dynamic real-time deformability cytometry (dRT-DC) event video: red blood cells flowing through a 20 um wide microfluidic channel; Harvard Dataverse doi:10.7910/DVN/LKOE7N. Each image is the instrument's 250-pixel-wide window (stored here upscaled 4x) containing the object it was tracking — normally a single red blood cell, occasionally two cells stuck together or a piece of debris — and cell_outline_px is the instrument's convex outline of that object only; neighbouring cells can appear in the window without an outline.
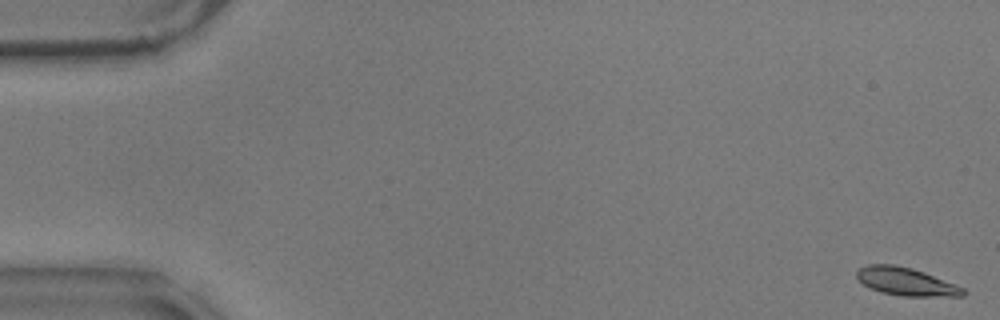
{"species": "common noctule bat (a hibernating species)", "species_latin": "Nyctalus noctula", "temperature_condition": "warm", "stored_images_in_passage": 57, "camera_frame_rate_fps": 3000, "um_per_image_px": 0.085, "animal": {"sex": "male", "body_mass_g": 17.9}, "frame": {"image": 1, "passage_image": 1, "time_ms": 0.0, "image_size_px": [1000, 320], "cell_outline_px": [[964, 296], [904, 296], [880, 292], [864, 284], [856, 276], [856, 272], [860, 268], [868, 264], [896, 264], [912, 268], [924, 272], [956, 284], [964, 288]], "centroid_in_image_um": [77.02, 23.92], "position_along_channel_um": 8.0, "area_um2": 17.22}}
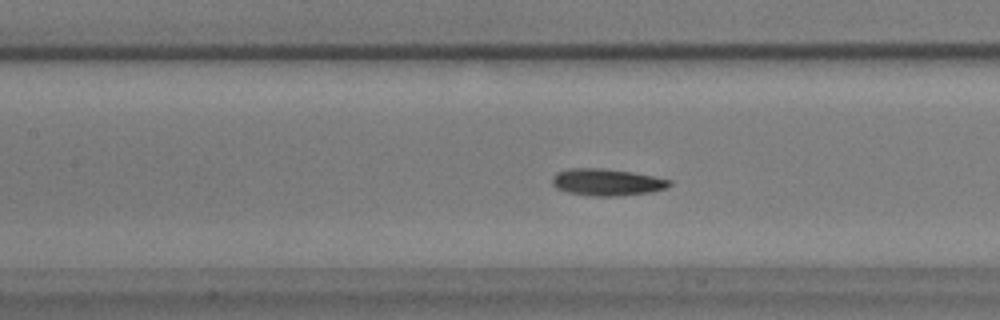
{"frame": {"image": 2, "passage_image": 26, "time_ms": 8.333, "image_size_px": [1000, 320], "cell_outline_px": [[672, 184], [668, 188], [652, 192], [616, 196], [592, 196], [568, 192], [556, 188], [552, 184], [552, 176], [556, 172], [568, 168], [604, 168], [632, 172], [672, 180]], "centroid_in_image_um": [51.58, 15.48], "position_along_channel_um": 155.8, "area_um2": 18.55}}
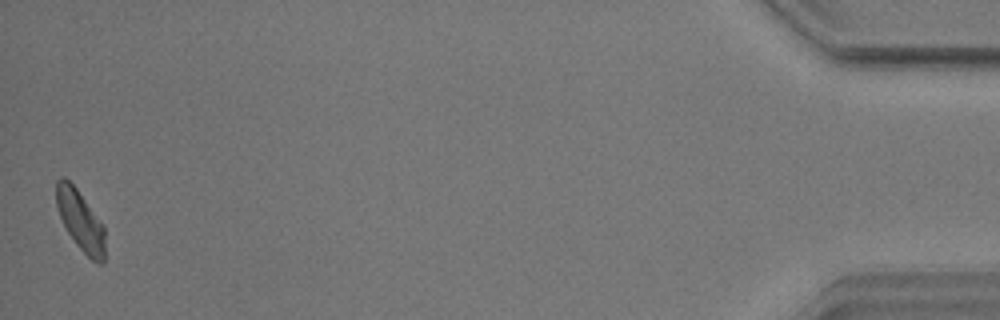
{"frame": {"image": 3, "passage_image": 57, "time_ms": 18.667, "image_size_px": [1000, 320], "cell_outline_px": [[104, 264], [100, 264], [92, 260], [76, 244], [68, 232], [60, 216], [56, 204], [56, 180], [60, 176], [64, 176], [76, 188], [104, 224]], "centroid_in_image_um": [6.84, 18.72], "position_along_channel_um": 428.4, "area_um2": 16.99}, "authors_computed_cell_mechanics": {"area_um2": 17.8024, "velocity_mm_per_s": 3.5188, "shape_relaxation_time_tau1_ms": 3.4594, "shape_relaxation_time_tau2_ms": null, "deformation_change_tau1": 0.1229, "deformation_change_tau2": null}}